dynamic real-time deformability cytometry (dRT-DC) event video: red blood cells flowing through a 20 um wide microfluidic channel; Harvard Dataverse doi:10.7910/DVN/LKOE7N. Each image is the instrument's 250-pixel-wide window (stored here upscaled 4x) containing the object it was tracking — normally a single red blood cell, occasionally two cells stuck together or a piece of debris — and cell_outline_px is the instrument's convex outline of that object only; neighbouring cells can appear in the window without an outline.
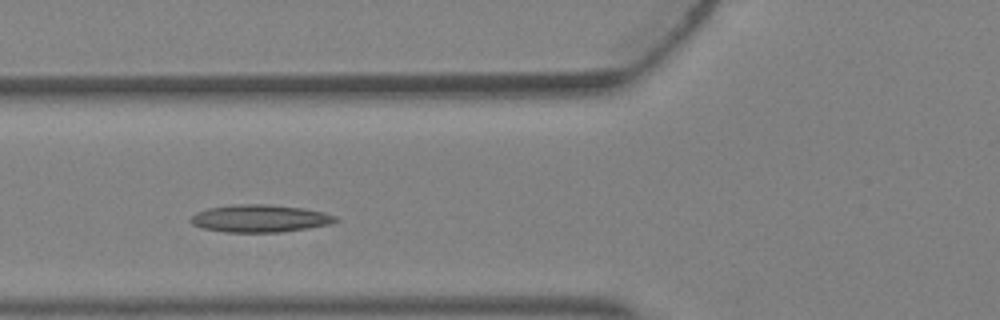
{"species": "Egyptian fruit bat (a non-hibernating species)", "species_latin": "Rousettus aegyptiacus", "temperature_condition": "warm", "stored_images_in_passage": 3, "camera_frame_rate_fps": 3000, "um_per_image_px": 0.085, "animal": {"sex": "female"}, "frame": {"image": 1, "passage_image": 3, "time_ms": 0.667, "image_size_px": [1000, 320], "cell_outline_px": [[340, 220], [328, 224], [280, 232], [224, 232], [204, 228], [192, 224], [188, 220], [196, 212], [208, 208], [236, 204], [268, 204], [300, 208], [324, 212], [336, 216]], "centroid_in_image_um": [22.05, 18.56], "position_along_channel_um": 103.7, "area_um2": 23.0}}